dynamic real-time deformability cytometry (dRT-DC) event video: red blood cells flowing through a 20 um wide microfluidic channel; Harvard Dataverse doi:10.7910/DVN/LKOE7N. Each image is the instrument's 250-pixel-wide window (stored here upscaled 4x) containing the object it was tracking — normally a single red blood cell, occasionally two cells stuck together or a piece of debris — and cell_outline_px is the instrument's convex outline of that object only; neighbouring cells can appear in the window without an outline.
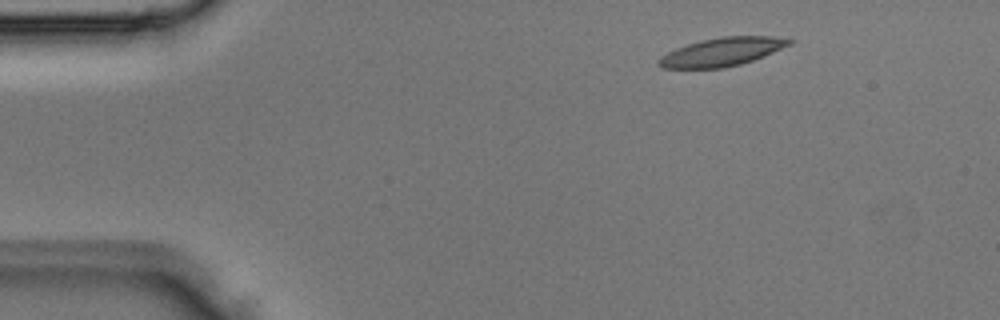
{"species": "Egyptian fruit bat (a non-hibernating species)", "species_latin": "Rousettus aegyptiacus", "temperature_condition": "room temperature", "stored_images_in_passage": 3, "camera_frame_rate_fps": 3000, "um_per_image_px": 0.085, "animal": {"sex": "male"}, "frame": {"image": 1, "passage_image": 1, "time_ms": 0.0, "image_size_px": [1000, 320], "cell_outline_px": [[796, 40], [792, 44], [764, 56], [740, 64], [724, 68], [660, 68], [656, 60], [660, 56], [676, 48], [700, 40], [724, 36], [772, 36]], "centroid_in_image_um": [61.37, 4.41], "position_along_channel_um": 23.6, "area_um2": 21.68}}